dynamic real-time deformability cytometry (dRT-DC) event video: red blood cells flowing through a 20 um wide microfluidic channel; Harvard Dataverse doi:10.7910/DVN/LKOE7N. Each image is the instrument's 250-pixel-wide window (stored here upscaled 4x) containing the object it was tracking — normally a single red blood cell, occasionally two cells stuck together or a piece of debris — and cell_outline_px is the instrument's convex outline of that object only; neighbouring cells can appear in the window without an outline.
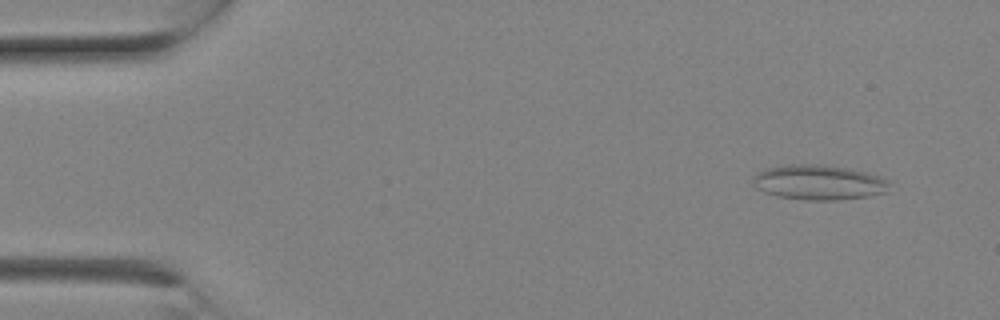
{"species": "Egyptian fruit bat (a non-hibernating species)", "species_latin": "Rousettus aegyptiacus", "temperature_condition": "room temperature", "stored_images_in_passage": 3, "camera_frame_rate_fps": 3000, "um_per_image_px": 0.085, "animal": {"sex": "female"}, "frame": {"image": 1, "passage_image": 1, "time_ms": 0.0, "image_size_px": [1000, 320], "cell_outline_px": [[892, 180], [884, 192], [868, 196], [836, 200], [804, 200], [776, 196], [764, 192], [756, 188], [752, 184], [752, 180], [756, 172], [764, 168], [788, 164], [824, 164], [848, 168], [880, 176]], "centroid_in_image_um": [69.55, 15.49], "position_along_channel_um": 15.5, "area_um2": 28.09}}